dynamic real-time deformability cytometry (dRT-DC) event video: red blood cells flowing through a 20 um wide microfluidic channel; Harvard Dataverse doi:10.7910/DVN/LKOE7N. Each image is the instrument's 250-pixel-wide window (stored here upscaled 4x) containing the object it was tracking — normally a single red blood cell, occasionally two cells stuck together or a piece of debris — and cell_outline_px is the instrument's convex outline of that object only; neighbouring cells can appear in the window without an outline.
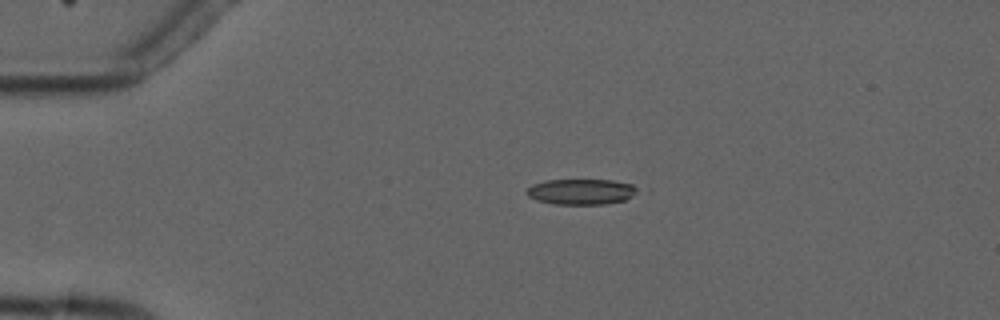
{"species": "common noctule bat (a hibernating species)", "species_latin": "Nyctalus noctula", "temperature_condition": "cold", "stored_images_in_passage": 2, "camera_frame_rate_fps": 3000, "um_per_image_px": 0.085, "animal": {"sex": "male", "forearm_length_mm": 52.5}, "frame": {"image": 1, "passage_image": 1, "time_ms": 0.0, "image_size_px": [1000, 320], "cell_outline_px": [[640, 192], [624, 200], [604, 204], [556, 204], [536, 200], [528, 196], [528, 188], [532, 184], [544, 180], [612, 180], [632, 184], [640, 188]], "centroid_in_image_um": [49.45, 16.29], "position_along_channel_um": 35.6, "area_um2": 16.59}}